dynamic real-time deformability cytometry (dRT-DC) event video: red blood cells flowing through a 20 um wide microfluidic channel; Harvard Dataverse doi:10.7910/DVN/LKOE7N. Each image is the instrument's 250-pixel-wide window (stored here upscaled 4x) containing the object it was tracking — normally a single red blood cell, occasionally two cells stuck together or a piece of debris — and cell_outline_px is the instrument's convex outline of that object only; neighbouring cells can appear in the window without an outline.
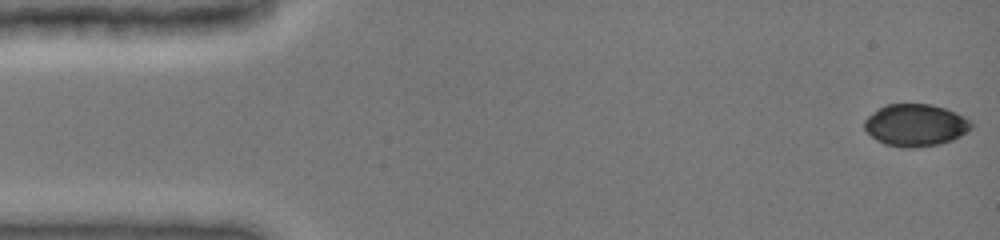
{"species": "common noctule bat (a hibernating species)", "species_latin": "Nyctalus noctula", "temperature_condition": "cold", "stored_images_in_passage": 47, "camera_frame_rate_fps": 3000, "um_per_image_px": 0.085, "animal": {"sex": "female", "body_mass_g": 19.0, "forearm_length_mm": 51.5}, "frame": {"image": 1, "passage_image": 1, "time_ms": 0.0, "image_size_px": [1000, 240], "cell_outline_px": [[972, 128], [960, 136], [952, 140], [940, 144], [912, 148], [904, 148], [884, 144], [876, 140], [864, 128], [864, 120], [868, 116], [884, 104], [932, 104], [956, 112], [968, 120], [972, 124]], "centroid_in_image_um": [77.8, 10.64], "position_along_channel_um": 7.2, "area_um2": 26.24}}
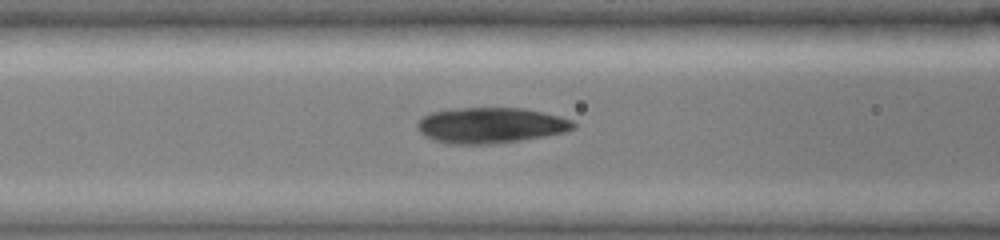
{"frame": {"image": 2, "passage_image": 19, "time_ms": 6.0, "image_size_px": [1000, 240], "cell_outline_px": [[576, 128], [564, 132], [544, 136], [520, 140], [488, 144], [444, 144], [424, 136], [416, 128], [416, 124], [428, 112], [452, 108], [524, 108], [560, 116], [572, 120], [576, 124]], "centroid_in_image_um": [41.67, 10.65], "position_along_channel_um": 124.9, "area_um2": 32.66}}
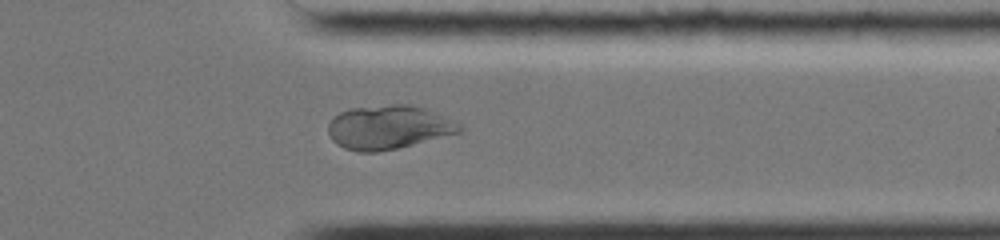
{"frame": {"image": 3, "passage_image": 38, "time_ms": 12.333, "image_size_px": [1000, 240], "cell_outline_px": [[464, 132], [396, 148], [376, 152], [356, 152], [344, 148], [336, 144], [332, 140], [328, 132], [328, 124], [340, 112], [352, 108], [392, 104], [412, 104], [424, 108], [452, 120], [460, 124], [464, 128]], "centroid_in_image_um": [33.04, 10.82], "position_along_channel_um": 378.4, "area_um2": 33.52}}